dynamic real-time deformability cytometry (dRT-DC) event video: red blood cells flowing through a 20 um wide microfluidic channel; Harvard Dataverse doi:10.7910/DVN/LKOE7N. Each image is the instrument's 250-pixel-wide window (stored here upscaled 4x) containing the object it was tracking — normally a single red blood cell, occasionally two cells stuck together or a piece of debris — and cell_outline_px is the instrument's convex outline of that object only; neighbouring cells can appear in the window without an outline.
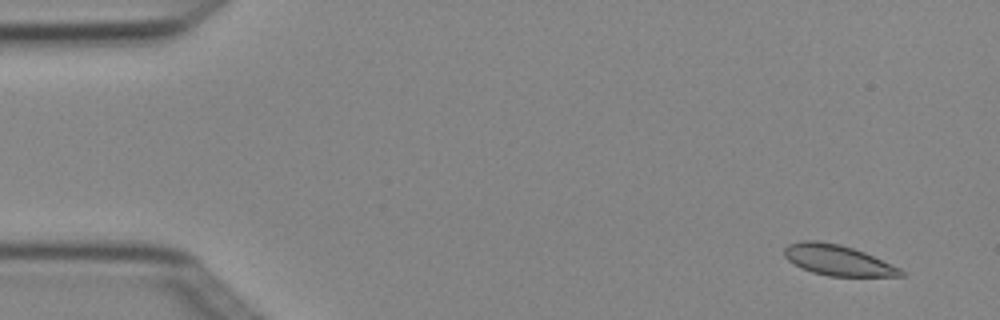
{"species": "Egyptian fruit bat (a non-hibernating species)", "species_latin": "Rousettus aegyptiacus", "temperature_condition": "cold", "stored_images_in_passage": 4, "camera_frame_rate_fps": 3000, "um_per_image_px": 0.085, "animal": {"sex": "female"}, "frame": {"image": 1, "passage_image": 1, "time_ms": 0.0, "image_size_px": [1000, 320], "cell_outline_px": [[904, 276], [828, 276], [812, 272], [788, 260], [784, 256], [784, 248], [788, 244], [800, 240], [816, 240], [840, 244], [864, 252], [900, 268], [904, 272]], "centroid_in_image_um": [71.19, 22.1], "position_along_channel_um": 13.8, "area_um2": 20.58}}
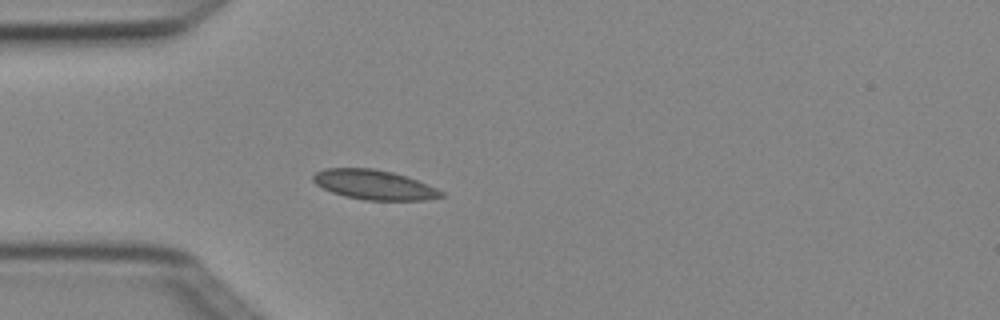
{"frame": {"image": 2, "passage_image": 4, "time_ms": 1.0, "image_size_px": [1000, 320], "cell_outline_px": [[444, 196], [424, 200], [364, 200], [344, 196], [332, 192], [316, 184], [312, 180], [312, 176], [316, 172], [324, 168], [372, 168], [392, 172], [416, 180], [436, 188], [444, 192]], "centroid_in_image_um": [31.77, 15.7], "position_along_channel_um": 53.2, "area_um2": 21.96}}